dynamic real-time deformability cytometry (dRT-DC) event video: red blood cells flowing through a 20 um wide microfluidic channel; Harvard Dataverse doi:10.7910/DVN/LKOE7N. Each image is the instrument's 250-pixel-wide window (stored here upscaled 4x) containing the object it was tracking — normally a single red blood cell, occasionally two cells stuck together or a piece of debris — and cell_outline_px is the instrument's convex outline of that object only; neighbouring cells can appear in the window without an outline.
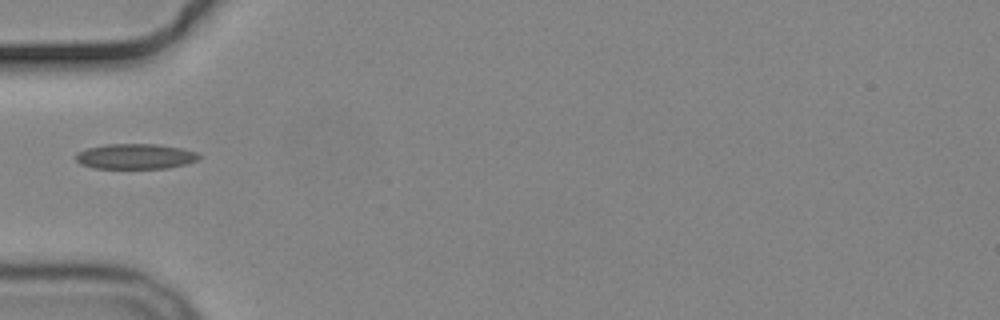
{"species": "common noctule bat (a hibernating species)", "species_latin": "Nyctalus noctula", "temperature_condition": "cold", "stored_images_in_passage": 1, "camera_frame_rate_fps": 3000, "um_per_image_px": 0.085, "animal": {"sex": "male", "body_mass_g": 19.2, "forearm_length_mm": 51.8}, "frame": {"image": 1, "passage_image": 1, "time_ms": 0.0, "image_size_px": [1000, 320], "cell_outline_px": [[200, 156], [196, 160], [184, 164], [168, 168], [92, 168], [80, 164], [76, 160], [76, 152], [88, 148], [104, 144], [156, 144], [184, 148], [196, 152]], "centroid_in_image_um": [11.48, 13.29], "position_along_channel_um": 73.5, "area_um2": 18.15}}